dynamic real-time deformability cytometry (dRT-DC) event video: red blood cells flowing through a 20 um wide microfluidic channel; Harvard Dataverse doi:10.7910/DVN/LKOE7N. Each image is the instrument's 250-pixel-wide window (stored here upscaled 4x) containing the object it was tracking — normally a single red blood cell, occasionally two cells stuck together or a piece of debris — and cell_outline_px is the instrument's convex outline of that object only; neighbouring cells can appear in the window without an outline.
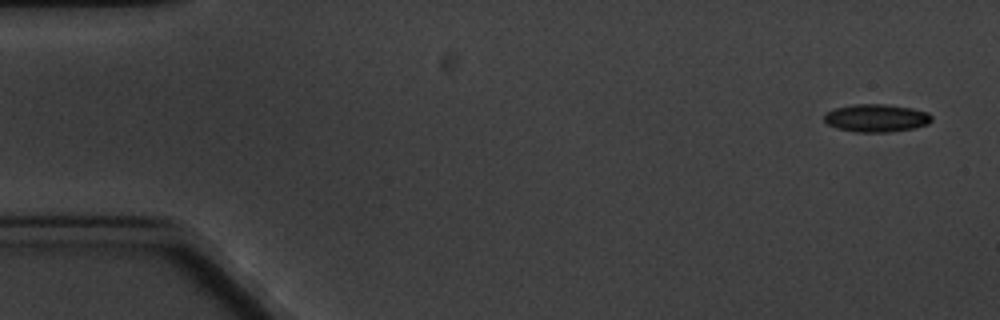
{"species": "common noctule bat (a hibernating species)", "species_latin": "Nyctalus noctula", "temperature_condition": "cold", "stored_images_in_passage": 6, "camera_frame_rate_fps": 3000, "um_per_image_px": 0.085, "animal": {"sex": "male", "body_mass_g": 20.1, "forearm_length_mm": 53.5}, "frame": {"image": 1, "passage_image": 1, "time_ms": 0.0, "image_size_px": [1000, 320], "cell_outline_px": [[932, 120], [928, 124], [912, 128], [888, 132], [856, 132], [836, 128], [828, 124], [824, 120], [824, 116], [828, 112], [836, 108], [852, 104], [884, 104], [912, 108], [928, 112], [932, 116]], "centroid_in_image_um": [74.49, 10.03], "position_along_channel_um": 10.5, "area_um2": 17.34}}
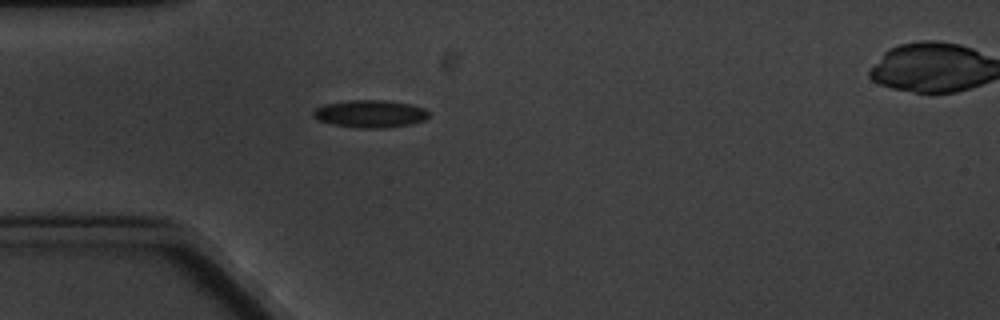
{"frame": {"image": 2, "passage_image": 5, "time_ms": 4.667, "image_size_px": [1000, 320], "cell_outline_px": [[428, 116], [424, 120], [412, 124], [384, 128], [356, 128], [332, 124], [316, 120], [312, 116], [312, 112], [316, 108], [324, 104], [352, 100], [384, 100], [408, 104], [424, 108], [428, 112]], "centroid_in_image_um": [31.42, 9.68], "position_along_channel_um": 53.6, "area_um2": 18.55}}